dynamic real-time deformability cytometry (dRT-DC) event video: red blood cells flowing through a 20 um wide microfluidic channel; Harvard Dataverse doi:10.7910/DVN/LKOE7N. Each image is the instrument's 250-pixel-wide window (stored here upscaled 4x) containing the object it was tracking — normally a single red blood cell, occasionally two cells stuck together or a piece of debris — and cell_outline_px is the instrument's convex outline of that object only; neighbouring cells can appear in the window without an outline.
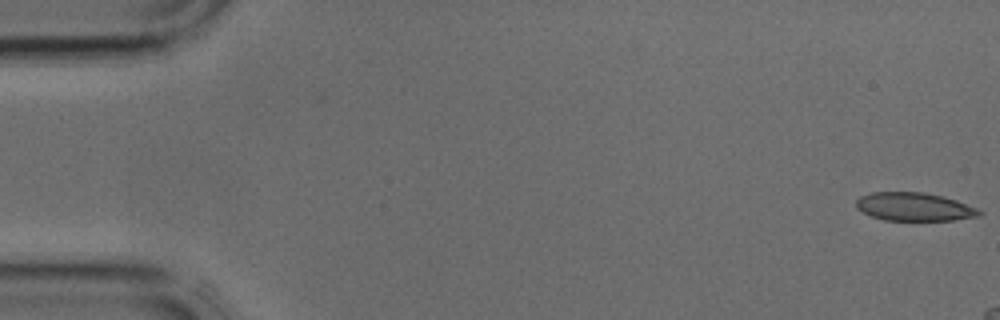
{"species": "common noctule bat (a hibernating species)", "species_latin": "Nyctalus noctula", "temperature_condition": "cold", "stored_images_in_passage": 3, "camera_frame_rate_fps": 3000, "um_per_image_px": 0.085, "animal": {"sex": "male", "body_mass_g": 17.9, "forearm_length_mm": 54.2}, "frame": {"image": 1, "passage_image": 1, "time_ms": 0.0, "image_size_px": [1000, 320], "cell_outline_px": [[984, 212], [980, 216], [952, 220], [884, 220], [872, 216], [856, 208], [856, 200], [860, 196], [872, 192], [924, 192], [944, 196], [956, 200], [976, 208]], "centroid_in_image_um": [77.72, 17.57], "position_along_channel_um": 7.3, "area_um2": 20.29}}